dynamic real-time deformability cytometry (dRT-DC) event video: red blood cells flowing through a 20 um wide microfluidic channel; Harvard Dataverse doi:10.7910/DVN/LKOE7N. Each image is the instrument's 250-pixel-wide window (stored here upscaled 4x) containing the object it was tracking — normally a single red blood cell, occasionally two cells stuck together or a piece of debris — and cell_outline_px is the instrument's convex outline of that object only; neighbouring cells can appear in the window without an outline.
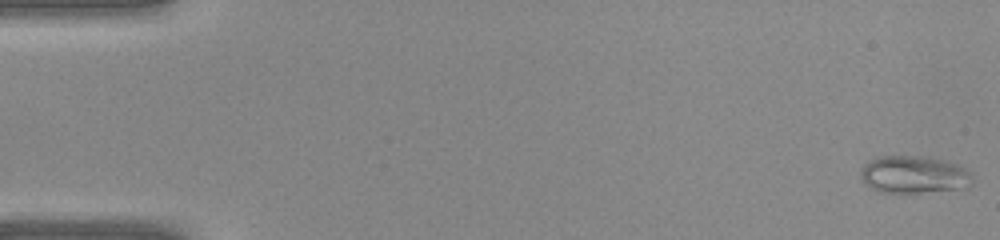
{"species": "common noctule bat (a hibernating species)", "species_latin": "Nyctalus noctula", "temperature_condition": "warm", "stored_images_in_passage": 41, "camera_frame_rate_fps": 3000, "um_per_image_px": 0.085, "animal": {"sex": "female", "body_mass_g": 22.0, "forearm_length_mm": 56.7}, "frame": {"image": 1, "passage_image": 1, "time_ms": 0.0, "image_size_px": [1000, 240], "cell_outline_px": [[972, 184], [968, 188], [920, 192], [880, 192], [864, 184], [860, 180], [860, 168], [864, 164], [880, 156], [932, 156], [956, 164], [964, 168], [972, 176]], "centroid_in_image_um": [77.67, 14.84], "position_along_channel_um": 7.3, "area_um2": 24.57}}
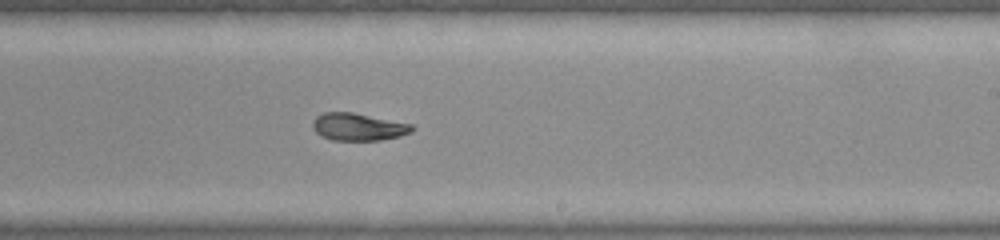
{"frame": {"image": 2, "passage_image": 25, "time_ms": 8.0, "image_size_px": [1000, 240], "cell_outline_px": [[416, 128], [412, 132], [400, 136], [380, 140], [332, 140], [316, 132], [312, 128], [312, 120], [316, 116], [324, 112], [352, 112], [412, 124]], "centroid_in_image_um": [30.46, 10.78], "position_along_channel_um": 258.5, "area_um2": 15.9}}
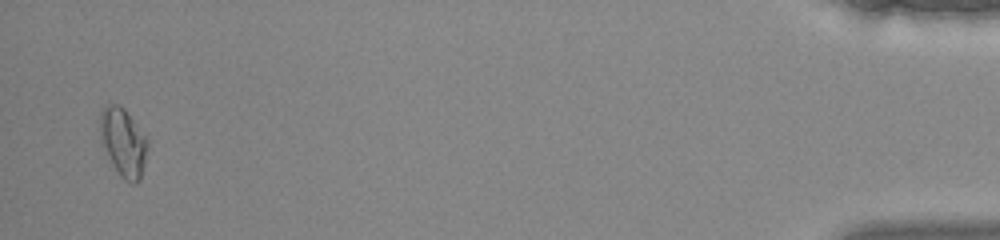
{"frame": {"image": 3, "passage_image": 40, "time_ms": 13.0, "image_size_px": [1000, 240], "cell_outline_px": [[148, 140], [144, 164], [140, 180], [136, 184], [132, 184], [124, 180], [120, 176], [100, 144], [100, 112], [108, 104], [120, 104], [124, 108]], "centroid_in_image_um": [10.45, 12.11], "position_along_channel_um": 424.7, "area_um2": 18.9}}